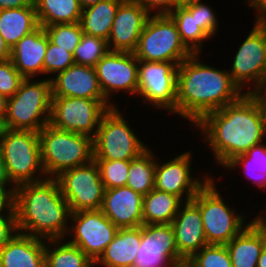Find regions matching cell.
<instances>
[{"label":"cell","instance_id":"6da1fadb","mask_svg":"<svg viewBox=\"0 0 266 267\" xmlns=\"http://www.w3.org/2000/svg\"><path fill=\"white\" fill-rule=\"evenodd\" d=\"M194 127L224 167L235 156L266 140V127L254 100L244 93L237 101L206 114Z\"/></svg>","mask_w":266,"mask_h":267},{"label":"cell","instance_id":"7a4b0ae2","mask_svg":"<svg viewBox=\"0 0 266 267\" xmlns=\"http://www.w3.org/2000/svg\"><path fill=\"white\" fill-rule=\"evenodd\" d=\"M192 54L178 66L176 115L196 125L206 114L237 101L243 94L227 70Z\"/></svg>","mask_w":266,"mask_h":267},{"label":"cell","instance_id":"3957f363","mask_svg":"<svg viewBox=\"0 0 266 267\" xmlns=\"http://www.w3.org/2000/svg\"><path fill=\"white\" fill-rule=\"evenodd\" d=\"M70 215L55 178L24 183L15 189L17 232L44 240L64 239Z\"/></svg>","mask_w":266,"mask_h":267},{"label":"cell","instance_id":"277c9868","mask_svg":"<svg viewBox=\"0 0 266 267\" xmlns=\"http://www.w3.org/2000/svg\"><path fill=\"white\" fill-rule=\"evenodd\" d=\"M41 162L46 178L85 165L94 159L93 139L46 125L39 132Z\"/></svg>","mask_w":266,"mask_h":267},{"label":"cell","instance_id":"5b68a950","mask_svg":"<svg viewBox=\"0 0 266 267\" xmlns=\"http://www.w3.org/2000/svg\"><path fill=\"white\" fill-rule=\"evenodd\" d=\"M24 79L18 91L8 98L6 120L9 129L40 132L49 124L51 79Z\"/></svg>","mask_w":266,"mask_h":267},{"label":"cell","instance_id":"8992f818","mask_svg":"<svg viewBox=\"0 0 266 267\" xmlns=\"http://www.w3.org/2000/svg\"><path fill=\"white\" fill-rule=\"evenodd\" d=\"M215 179L211 176L192 200L200 208L207 243L226 245L250 222L244 220L243 213H235V209L225 203Z\"/></svg>","mask_w":266,"mask_h":267},{"label":"cell","instance_id":"52a82bcc","mask_svg":"<svg viewBox=\"0 0 266 267\" xmlns=\"http://www.w3.org/2000/svg\"><path fill=\"white\" fill-rule=\"evenodd\" d=\"M0 149L8 177L15 187L46 178L41 162L39 132L10 129L0 142Z\"/></svg>","mask_w":266,"mask_h":267},{"label":"cell","instance_id":"ba28073f","mask_svg":"<svg viewBox=\"0 0 266 267\" xmlns=\"http://www.w3.org/2000/svg\"><path fill=\"white\" fill-rule=\"evenodd\" d=\"M138 61L172 62L179 65L192 53L182 43L175 22L169 15H150L137 47Z\"/></svg>","mask_w":266,"mask_h":267},{"label":"cell","instance_id":"9c48e42d","mask_svg":"<svg viewBox=\"0 0 266 267\" xmlns=\"http://www.w3.org/2000/svg\"><path fill=\"white\" fill-rule=\"evenodd\" d=\"M118 107L109 109L100 120L93 139L94 159L132 160L148 149Z\"/></svg>","mask_w":266,"mask_h":267},{"label":"cell","instance_id":"30bf717a","mask_svg":"<svg viewBox=\"0 0 266 267\" xmlns=\"http://www.w3.org/2000/svg\"><path fill=\"white\" fill-rule=\"evenodd\" d=\"M117 103L77 97H52L49 124L95 138L102 116Z\"/></svg>","mask_w":266,"mask_h":267},{"label":"cell","instance_id":"8fae6325","mask_svg":"<svg viewBox=\"0 0 266 267\" xmlns=\"http://www.w3.org/2000/svg\"><path fill=\"white\" fill-rule=\"evenodd\" d=\"M237 50L227 71L242 92L247 88L244 93L248 94V88L255 89L266 83V18L255 17L253 29Z\"/></svg>","mask_w":266,"mask_h":267},{"label":"cell","instance_id":"7c38bea8","mask_svg":"<svg viewBox=\"0 0 266 267\" xmlns=\"http://www.w3.org/2000/svg\"><path fill=\"white\" fill-rule=\"evenodd\" d=\"M55 179L71 213L101 209L105 188L94 159L63 171Z\"/></svg>","mask_w":266,"mask_h":267},{"label":"cell","instance_id":"4fadbf2b","mask_svg":"<svg viewBox=\"0 0 266 267\" xmlns=\"http://www.w3.org/2000/svg\"><path fill=\"white\" fill-rule=\"evenodd\" d=\"M178 66L172 62H138L137 95L143 103L176 113Z\"/></svg>","mask_w":266,"mask_h":267},{"label":"cell","instance_id":"5bb4252c","mask_svg":"<svg viewBox=\"0 0 266 267\" xmlns=\"http://www.w3.org/2000/svg\"><path fill=\"white\" fill-rule=\"evenodd\" d=\"M67 235L69 243L78 246L93 262L104 252L118 232L101 210L73 212Z\"/></svg>","mask_w":266,"mask_h":267},{"label":"cell","instance_id":"9a60e30c","mask_svg":"<svg viewBox=\"0 0 266 267\" xmlns=\"http://www.w3.org/2000/svg\"><path fill=\"white\" fill-rule=\"evenodd\" d=\"M138 59L131 52L109 51L95 66L104 97L111 102L112 93L124 91L137 95Z\"/></svg>","mask_w":266,"mask_h":267},{"label":"cell","instance_id":"2e32d148","mask_svg":"<svg viewBox=\"0 0 266 267\" xmlns=\"http://www.w3.org/2000/svg\"><path fill=\"white\" fill-rule=\"evenodd\" d=\"M191 154L190 151H185L169 161L159 163L156 160L154 188L178 196L183 202L192 200L210 175H204L203 180L193 177Z\"/></svg>","mask_w":266,"mask_h":267},{"label":"cell","instance_id":"e0dca14e","mask_svg":"<svg viewBox=\"0 0 266 267\" xmlns=\"http://www.w3.org/2000/svg\"><path fill=\"white\" fill-rule=\"evenodd\" d=\"M179 259L171 224L141 226V243L133 267H169Z\"/></svg>","mask_w":266,"mask_h":267},{"label":"cell","instance_id":"ac0fdd59","mask_svg":"<svg viewBox=\"0 0 266 267\" xmlns=\"http://www.w3.org/2000/svg\"><path fill=\"white\" fill-rule=\"evenodd\" d=\"M149 16L137 2L123 0L116 11L107 40L109 51L133 53Z\"/></svg>","mask_w":266,"mask_h":267},{"label":"cell","instance_id":"d6986e66","mask_svg":"<svg viewBox=\"0 0 266 267\" xmlns=\"http://www.w3.org/2000/svg\"><path fill=\"white\" fill-rule=\"evenodd\" d=\"M50 79L52 97L107 100L100 88L95 67L73 64Z\"/></svg>","mask_w":266,"mask_h":267},{"label":"cell","instance_id":"ffe728a7","mask_svg":"<svg viewBox=\"0 0 266 267\" xmlns=\"http://www.w3.org/2000/svg\"><path fill=\"white\" fill-rule=\"evenodd\" d=\"M143 196L128 186L105 189L101 211L118 228L143 225Z\"/></svg>","mask_w":266,"mask_h":267},{"label":"cell","instance_id":"44dd1931","mask_svg":"<svg viewBox=\"0 0 266 267\" xmlns=\"http://www.w3.org/2000/svg\"><path fill=\"white\" fill-rule=\"evenodd\" d=\"M178 254L181 258H191L208 245L203 229L199 206L193 201H184L171 223Z\"/></svg>","mask_w":266,"mask_h":267},{"label":"cell","instance_id":"7402d4cb","mask_svg":"<svg viewBox=\"0 0 266 267\" xmlns=\"http://www.w3.org/2000/svg\"><path fill=\"white\" fill-rule=\"evenodd\" d=\"M49 38L43 26L25 35L12 49L10 59L25 79L44 75V58Z\"/></svg>","mask_w":266,"mask_h":267},{"label":"cell","instance_id":"603a6c76","mask_svg":"<svg viewBox=\"0 0 266 267\" xmlns=\"http://www.w3.org/2000/svg\"><path fill=\"white\" fill-rule=\"evenodd\" d=\"M0 267H45V240L16 232L0 249Z\"/></svg>","mask_w":266,"mask_h":267},{"label":"cell","instance_id":"cb8c5ba5","mask_svg":"<svg viewBox=\"0 0 266 267\" xmlns=\"http://www.w3.org/2000/svg\"><path fill=\"white\" fill-rule=\"evenodd\" d=\"M265 246L266 234L253 219L226 244L233 267H257Z\"/></svg>","mask_w":266,"mask_h":267},{"label":"cell","instance_id":"d4e9b609","mask_svg":"<svg viewBox=\"0 0 266 267\" xmlns=\"http://www.w3.org/2000/svg\"><path fill=\"white\" fill-rule=\"evenodd\" d=\"M141 243V226L119 228L114 239L94 262V266L133 267Z\"/></svg>","mask_w":266,"mask_h":267},{"label":"cell","instance_id":"484cf974","mask_svg":"<svg viewBox=\"0 0 266 267\" xmlns=\"http://www.w3.org/2000/svg\"><path fill=\"white\" fill-rule=\"evenodd\" d=\"M39 26L35 6L0 10V34L10 49Z\"/></svg>","mask_w":266,"mask_h":267},{"label":"cell","instance_id":"4316f807","mask_svg":"<svg viewBox=\"0 0 266 267\" xmlns=\"http://www.w3.org/2000/svg\"><path fill=\"white\" fill-rule=\"evenodd\" d=\"M182 203L178 196L154 188L143 196V225L171 224Z\"/></svg>","mask_w":266,"mask_h":267},{"label":"cell","instance_id":"83f0119b","mask_svg":"<svg viewBox=\"0 0 266 267\" xmlns=\"http://www.w3.org/2000/svg\"><path fill=\"white\" fill-rule=\"evenodd\" d=\"M123 0H102L82 9L80 24L84 34L109 39L116 11Z\"/></svg>","mask_w":266,"mask_h":267},{"label":"cell","instance_id":"f1b7e54d","mask_svg":"<svg viewBox=\"0 0 266 267\" xmlns=\"http://www.w3.org/2000/svg\"><path fill=\"white\" fill-rule=\"evenodd\" d=\"M40 26L80 22L79 0H33Z\"/></svg>","mask_w":266,"mask_h":267},{"label":"cell","instance_id":"f546056e","mask_svg":"<svg viewBox=\"0 0 266 267\" xmlns=\"http://www.w3.org/2000/svg\"><path fill=\"white\" fill-rule=\"evenodd\" d=\"M63 240H45V267H95L78 246Z\"/></svg>","mask_w":266,"mask_h":267},{"label":"cell","instance_id":"4dcf8cb0","mask_svg":"<svg viewBox=\"0 0 266 267\" xmlns=\"http://www.w3.org/2000/svg\"><path fill=\"white\" fill-rule=\"evenodd\" d=\"M243 168H242V166ZM243 169L246 178L253 179L260 190L266 188V144L265 141L252 146L247 152L235 156L223 168L235 169L236 167ZM262 188V189H261Z\"/></svg>","mask_w":266,"mask_h":267},{"label":"cell","instance_id":"1f68e13d","mask_svg":"<svg viewBox=\"0 0 266 267\" xmlns=\"http://www.w3.org/2000/svg\"><path fill=\"white\" fill-rule=\"evenodd\" d=\"M148 148L140 156L130 160L127 184L133 191L142 196L154 189L156 157Z\"/></svg>","mask_w":266,"mask_h":267},{"label":"cell","instance_id":"d6a6232c","mask_svg":"<svg viewBox=\"0 0 266 267\" xmlns=\"http://www.w3.org/2000/svg\"><path fill=\"white\" fill-rule=\"evenodd\" d=\"M169 16L175 22L185 47L192 54H200L202 43L211 38L198 26L195 14H191L185 7H179L174 9Z\"/></svg>","mask_w":266,"mask_h":267},{"label":"cell","instance_id":"836d02e7","mask_svg":"<svg viewBox=\"0 0 266 267\" xmlns=\"http://www.w3.org/2000/svg\"><path fill=\"white\" fill-rule=\"evenodd\" d=\"M108 52L109 48L105 39L83 34L73 56L75 64L95 67L98 61Z\"/></svg>","mask_w":266,"mask_h":267},{"label":"cell","instance_id":"e575fe53","mask_svg":"<svg viewBox=\"0 0 266 267\" xmlns=\"http://www.w3.org/2000/svg\"><path fill=\"white\" fill-rule=\"evenodd\" d=\"M44 30L51 43L72 54L84 34L80 22L45 26Z\"/></svg>","mask_w":266,"mask_h":267},{"label":"cell","instance_id":"d590c367","mask_svg":"<svg viewBox=\"0 0 266 267\" xmlns=\"http://www.w3.org/2000/svg\"><path fill=\"white\" fill-rule=\"evenodd\" d=\"M105 189L126 186L130 160L94 159Z\"/></svg>","mask_w":266,"mask_h":267},{"label":"cell","instance_id":"8d00e7d4","mask_svg":"<svg viewBox=\"0 0 266 267\" xmlns=\"http://www.w3.org/2000/svg\"><path fill=\"white\" fill-rule=\"evenodd\" d=\"M190 259L196 267H233L226 245L208 244Z\"/></svg>","mask_w":266,"mask_h":267},{"label":"cell","instance_id":"74e56055","mask_svg":"<svg viewBox=\"0 0 266 267\" xmlns=\"http://www.w3.org/2000/svg\"><path fill=\"white\" fill-rule=\"evenodd\" d=\"M73 64L75 61L72 53L48 41L44 58V75L62 72Z\"/></svg>","mask_w":266,"mask_h":267},{"label":"cell","instance_id":"f35d334b","mask_svg":"<svg viewBox=\"0 0 266 267\" xmlns=\"http://www.w3.org/2000/svg\"><path fill=\"white\" fill-rule=\"evenodd\" d=\"M199 0L185 8L191 13L195 14V19L197 20L198 26L211 38L214 36L218 30V17L214 10Z\"/></svg>","mask_w":266,"mask_h":267},{"label":"cell","instance_id":"ab89813d","mask_svg":"<svg viewBox=\"0 0 266 267\" xmlns=\"http://www.w3.org/2000/svg\"><path fill=\"white\" fill-rule=\"evenodd\" d=\"M24 79L11 59L0 61V94L7 98L12 97Z\"/></svg>","mask_w":266,"mask_h":267},{"label":"cell","instance_id":"60d3db41","mask_svg":"<svg viewBox=\"0 0 266 267\" xmlns=\"http://www.w3.org/2000/svg\"><path fill=\"white\" fill-rule=\"evenodd\" d=\"M152 15H169L174 10V0H133Z\"/></svg>","mask_w":266,"mask_h":267},{"label":"cell","instance_id":"b9f144b4","mask_svg":"<svg viewBox=\"0 0 266 267\" xmlns=\"http://www.w3.org/2000/svg\"><path fill=\"white\" fill-rule=\"evenodd\" d=\"M15 189L0 188V217L15 216Z\"/></svg>","mask_w":266,"mask_h":267},{"label":"cell","instance_id":"7bdbcfd3","mask_svg":"<svg viewBox=\"0 0 266 267\" xmlns=\"http://www.w3.org/2000/svg\"><path fill=\"white\" fill-rule=\"evenodd\" d=\"M16 216L0 217V249L16 234Z\"/></svg>","mask_w":266,"mask_h":267},{"label":"cell","instance_id":"ee69618b","mask_svg":"<svg viewBox=\"0 0 266 267\" xmlns=\"http://www.w3.org/2000/svg\"><path fill=\"white\" fill-rule=\"evenodd\" d=\"M248 94L258 106L261 117L264 121V125L266 127V83L255 89H250Z\"/></svg>","mask_w":266,"mask_h":267},{"label":"cell","instance_id":"f6af8a7d","mask_svg":"<svg viewBox=\"0 0 266 267\" xmlns=\"http://www.w3.org/2000/svg\"><path fill=\"white\" fill-rule=\"evenodd\" d=\"M34 6L33 0H0V10Z\"/></svg>","mask_w":266,"mask_h":267},{"label":"cell","instance_id":"bcb514c9","mask_svg":"<svg viewBox=\"0 0 266 267\" xmlns=\"http://www.w3.org/2000/svg\"><path fill=\"white\" fill-rule=\"evenodd\" d=\"M10 185L11 187H8ZM0 188H16L8 177L1 149H0Z\"/></svg>","mask_w":266,"mask_h":267},{"label":"cell","instance_id":"7dc6e473","mask_svg":"<svg viewBox=\"0 0 266 267\" xmlns=\"http://www.w3.org/2000/svg\"><path fill=\"white\" fill-rule=\"evenodd\" d=\"M246 2L250 4L249 8L256 9V18H266V0H246Z\"/></svg>","mask_w":266,"mask_h":267},{"label":"cell","instance_id":"c3c4849f","mask_svg":"<svg viewBox=\"0 0 266 267\" xmlns=\"http://www.w3.org/2000/svg\"><path fill=\"white\" fill-rule=\"evenodd\" d=\"M11 49L6 44L3 36L0 34V61H5L10 59Z\"/></svg>","mask_w":266,"mask_h":267},{"label":"cell","instance_id":"681fc988","mask_svg":"<svg viewBox=\"0 0 266 267\" xmlns=\"http://www.w3.org/2000/svg\"><path fill=\"white\" fill-rule=\"evenodd\" d=\"M169 267H196V265L190 258H181L173 261Z\"/></svg>","mask_w":266,"mask_h":267},{"label":"cell","instance_id":"f907efd6","mask_svg":"<svg viewBox=\"0 0 266 267\" xmlns=\"http://www.w3.org/2000/svg\"><path fill=\"white\" fill-rule=\"evenodd\" d=\"M9 130L6 116H0V142L4 139Z\"/></svg>","mask_w":266,"mask_h":267},{"label":"cell","instance_id":"816d5d0a","mask_svg":"<svg viewBox=\"0 0 266 267\" xmlns=\"http://www.w3.org/2000/svg\"><path fill=\"white\" fill-rule=\"evenodd\" d=\"M252 219L266 234V215L259 214L258 216Z\"/></svg>","mask_w":266,"mask_h":267},{"label":"cell","instance_id":"f5cc1de1","mask_svg":"<svg viewBox=\"0 0 266 267\" xmlns=\"http://www.w3.org/2000/svg\"><path fill=\"white\" fill-rule=\"evenodd\" d=\"M8 106V98L0 94V116H6Z\"/></svg>","mask_w":266,"mask_h":267},{"label":"cell","instance_id":"db71d44e","mask_svg":"<svg viewBox=\"0 0 266 267\" xmlns=\"http://www.w3.org/2000/svg\"><path fill=\"white\" fill-rule=\"evenodd\" d=\"M199 0H174V9L179 7H186L191 5Z\"/></svg>","mask_w":266,"mask_h":267},{"label":"cell","instance_id":"11a10c76","mask_svg":"<svg viewBox=\"0 0 266 267\" xmlns=\"http://www.w3.org/2000/svg\"><path fill=\"white\" fill-rule=\"evenodd\" d=\"M102 0H79V3L81 5L82 9L94 6L95 4H97L98 2H100Z\"/></svg>","mask_w":266,"mask_h":267},{"label":"cell","instance_id":"9f6ffc18","mask_svg":"<svg viewBox=\"0 0 266 267\" xmlns=\"http://www.w3.org/2000/svg\"><path fill=\"white\" fill-rule=\"evenodd\" d=\"M257 267H266V246L261 252L259 259L257 261Z\"/></svg>","mask_w":266,"mask_h":267}]
</instances>
